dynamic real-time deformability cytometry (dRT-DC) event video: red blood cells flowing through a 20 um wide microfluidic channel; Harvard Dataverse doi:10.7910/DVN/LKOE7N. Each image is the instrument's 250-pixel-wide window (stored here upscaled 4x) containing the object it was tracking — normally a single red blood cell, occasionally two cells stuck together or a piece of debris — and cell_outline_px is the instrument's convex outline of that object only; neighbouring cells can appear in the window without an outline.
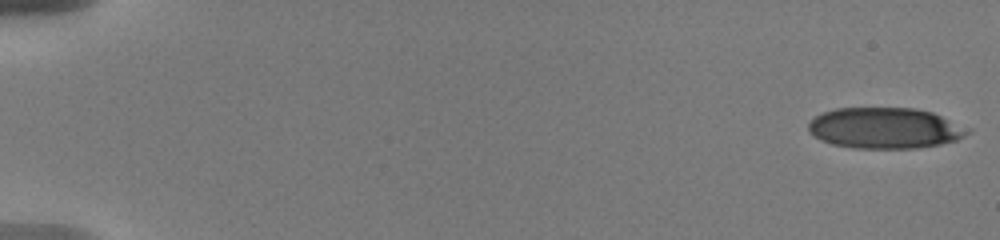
{"species": "human", "species_latin": "Homo sapiens", "temperature_condition": "warm", "stored_images_in_passage": 11, "camera_frame_rate_fps": 3000, "um_per_image_px": 0.085, "donor": {"sex": "male"}, "frame": {"image": 1, "passage_image": 1, "time_ms": 0.0, "image_size_px": [1000, 240], "cell_outline_px": [[972, 132], [956, 140], [940, 144], [916, 148], [852, 148], [832, 144], [820, 140], [808, 132], [808, 124], [816, 116], [824, 112], [836, 108], [916, 108], [932, 112], [972, 128]], "centroid_in_image_um": [75.25, 10.89], "position_along_channel_um": 9.8, "area_um2": 38.21}}
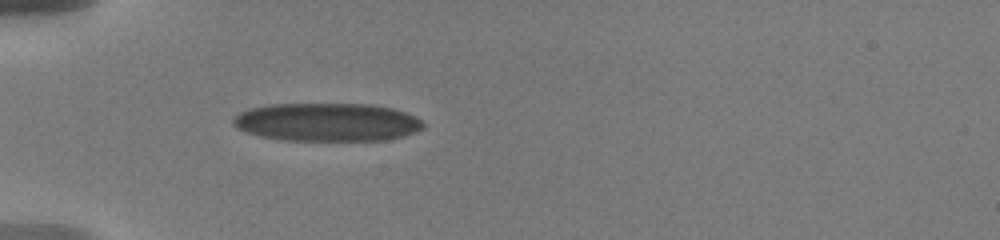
{"frame": {"image": 2, "passage_image": 7, "time_ms": 5.667, "image_size_px": [1000, 240], "cell_outline_px": [[424, 128], [416, 132], [404, 136], [384, 140], [284, 140], [260, 136], [236, 128], [232, 124], [232, 116], [248, 108], [268, 104], [372, 104], [392, 108], [404, 112], [424, 120]], "centroid_in_image_um": [27.79, 10.37], "position_along_channel_um": 57.2, "area_um2": 42.66}}
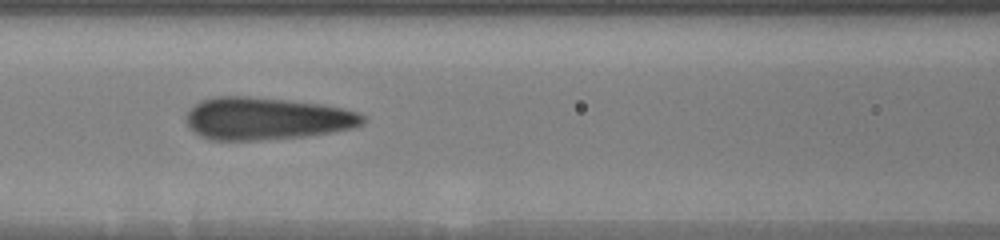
{"frame": {"image": 3, "passage_image": 10, "time_ms": 8.333, "image_size_px": [1000, 240], "cell_outline_px": [[364, 124], [352, 128], [332, 132], [304, 136], [260, 140], [212, 140], [200, 136], [188, 128], [184, 120], [184, 116], [200, 100], [216, 96], [248, 96], [288, 100], [320, 104], [344, 108], [356, 112], [364, 116]], "centroid_in_image_um": [22.6, 10.08], "position_along_channel_um": 144.0, "area_um2": 43.81}}